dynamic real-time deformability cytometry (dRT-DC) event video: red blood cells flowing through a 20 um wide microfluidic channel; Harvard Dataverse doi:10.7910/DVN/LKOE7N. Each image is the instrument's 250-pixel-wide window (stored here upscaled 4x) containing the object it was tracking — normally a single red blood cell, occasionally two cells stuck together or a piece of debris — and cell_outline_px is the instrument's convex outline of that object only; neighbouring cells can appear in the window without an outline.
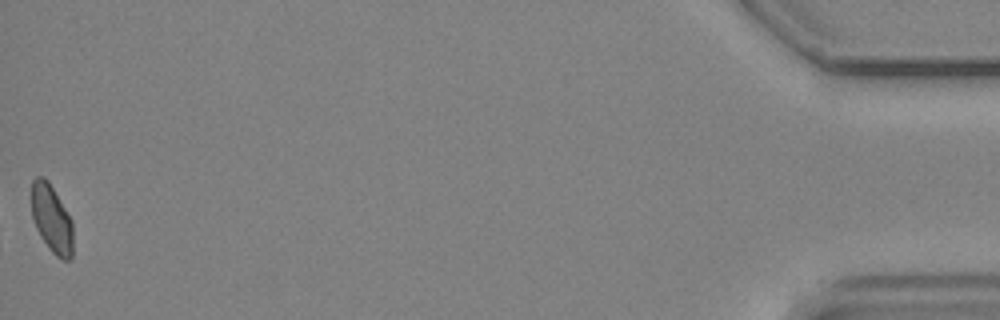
{"species": "common noctule bat (a hibernating species)", "species_latin": "Nyctalus noctula", "temperature_condition": "cold", "stored_images_in_passage": 55, "segment_of_instrument_passage": [2, 2], "camera_frame_rate_fps": 3000, "um_per_image_px": 0.085, "animal": {"sex": "male", "body_mass_g": 19.2, "forearm_length_mm": 51.8}, "frame": {"image": 1, "passage_image": 55, "time_ms": 18.0, "image_size_px": [1000, 320], "cell_outline_px": [[72, 260], [64, 260], [56, 256], [52, 252], [40, 236], [36, 228], [32, 216], [32, 180], [36, 176], [44, 176], [48, 180], [72, 220]], "centroid_in_image_um": [4.39, 18.6], "position_along_channel_um": 430.8, "area_um2": 16.42}}